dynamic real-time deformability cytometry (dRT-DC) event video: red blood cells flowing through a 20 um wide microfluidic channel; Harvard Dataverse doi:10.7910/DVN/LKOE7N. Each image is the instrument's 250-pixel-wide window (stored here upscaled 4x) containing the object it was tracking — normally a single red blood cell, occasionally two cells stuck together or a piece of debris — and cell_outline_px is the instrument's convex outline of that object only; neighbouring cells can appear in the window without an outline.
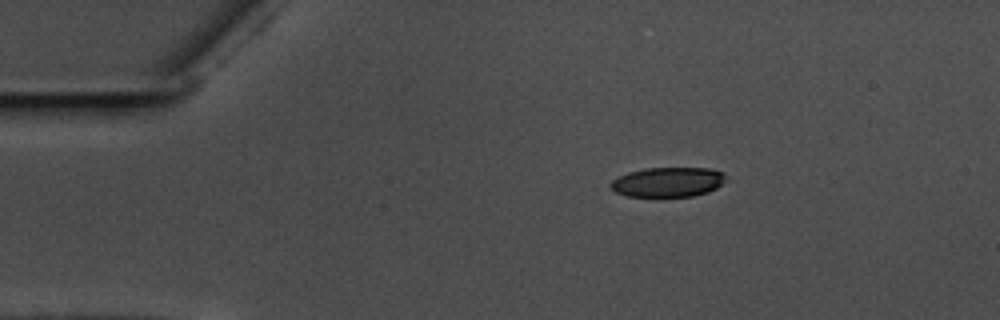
{"species": "common noctule bat (a hibernating species)", "species_latin": "Nyctalus noctula", "temperature_condition": "warm", "stored_images_in_passage": 48, "camera_frame_rate_fps": 3000, "um_per_image_px": 0.085, "animal": {"sex": "male", "body_mass_g": 17.5, "forearm_length_mm": 52.3}, "frame": {"image": 1, "passage_image": 1, "time_ms": 0.0, "image_size_px": [1000, 320], "cell_outline_px": [[728, 180], [716, 188], [708, 192], [692, 196], [628, 196], [616, 192], [608, 184], [612, 180], [628, 172], [644, 168], [712, 168], [724, 172], [728, 176]], "centroid_in_image_um": [56.83, 15.46], "position_along_channel_um": 28.2, "area_um2": 20.11}}
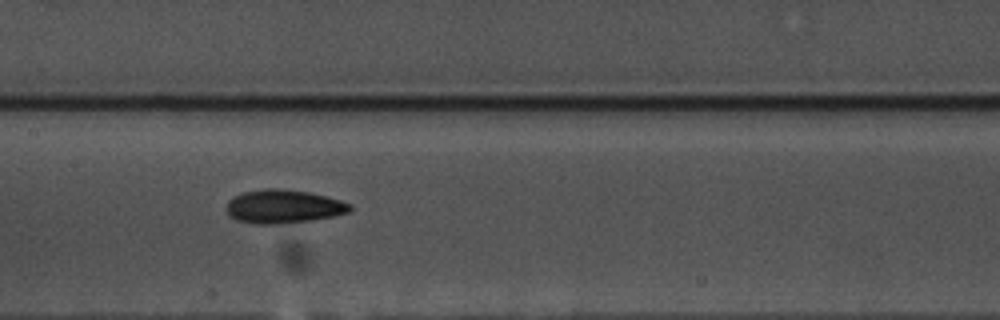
{"frame": {"image": 2, "passage_image": 19, "time_ms": 6.0, "image_size_px": [1000, 320], "cell_outline_px": [[352, 208], [348, 212], [332, 216], [312, 220], [280, 224], [252, 224], [236, 220], [228, 216], [224, 208], [228, 200], [232, 196], [240, 192], [264, 188], [280, 188], [308, 192], [328, 196], [352, 204]], "centroid_in_image_um": [24.01, 17.55], "position_along_channel_um": 183.4, "area_um2": 24.68}}
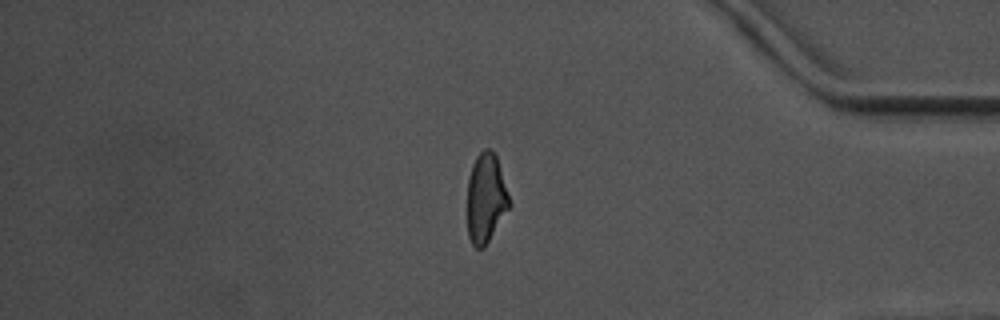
{"frame": {"image": 3, "passage_image": 39, "time_ms": 12.667, "image_size_px": [1000, 320], "cell_outline_px": [[512, 204], [484, 248], [476, 248], [472, 244], [468, 236], [468, 176], [472, 164], [476, 156], [484, 148], [492, 148], [496, 156]], "centroid_in_image_um": [41.31, 16.83], "position_along_channel_um": 393.9, "area_um2": 22.02}, "authors_computed_cell_mechanics": {"area_um2": 22.4842, "velocity_mm_per_s": 3.578, "shape_relaxation_time_tau1_ms": 5.6699, "shape_relaxation_time_tau2_ms": 5.3279, "deformation_change_tau1": 0.1734, "deformation_change_tau2": 0.1369}}